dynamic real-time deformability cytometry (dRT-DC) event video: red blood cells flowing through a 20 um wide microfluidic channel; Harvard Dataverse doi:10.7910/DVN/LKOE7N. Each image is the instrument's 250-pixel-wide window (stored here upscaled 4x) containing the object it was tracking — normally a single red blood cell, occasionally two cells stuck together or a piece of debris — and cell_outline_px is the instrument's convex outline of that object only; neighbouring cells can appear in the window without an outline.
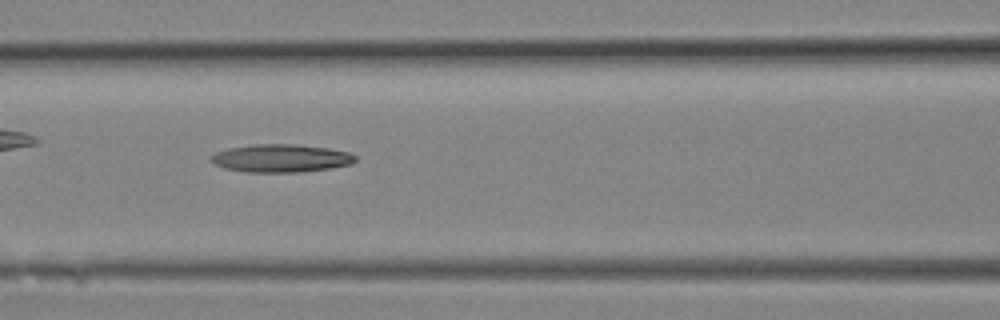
{"species": "Egyptian fruit bat (a non-hibernating species)", "species_latin": "Rousettus aegyptiacus", "temperature_condition": "room temperature", "stored_images_in_passage": 10, "camera_frame_rate_fps": 3000, "um_per_image_px": 0.085, "animal": {"sex": "female"}, "frame": {"image": 1, "passage_image": 9, "time_ms": 2.667, "image_size_px": [1000, 320], "cell_outline_px": [[356, 160], [352, 164], [332, 168], [300, 172], [248, 172], [224, 168], [212, 164], [208, 160], [216, 152], [228, 148], [256, 144], [296, 144], [328, 148], [348, 152], [356, 156]], "centroid_in_image_um": [23.87, 13.45], "position_along_channel_um": 142.7, "area_um2": 23.64}}
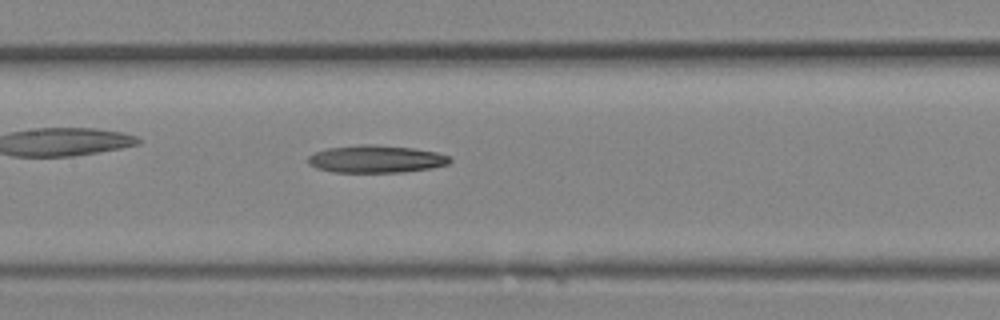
{"frame": {"image": 2, "passage_image": 10, "time_ms": 3.0, "image_size_px": [1000, 320], "cell_outline_px": [[452, 160], [448, 164], [432, 168], [404, 172], [332, 172], [316, 168], [308, 164], [308, 156], [316, 152], [328, 148], [360, 144], [372, 144], [412, 148], [436, 152], [452, 156]], "centroid_in_image_um": [31.98, 13.52], "position_along_channel_um": 175.4, "area_um2": 22.83}}